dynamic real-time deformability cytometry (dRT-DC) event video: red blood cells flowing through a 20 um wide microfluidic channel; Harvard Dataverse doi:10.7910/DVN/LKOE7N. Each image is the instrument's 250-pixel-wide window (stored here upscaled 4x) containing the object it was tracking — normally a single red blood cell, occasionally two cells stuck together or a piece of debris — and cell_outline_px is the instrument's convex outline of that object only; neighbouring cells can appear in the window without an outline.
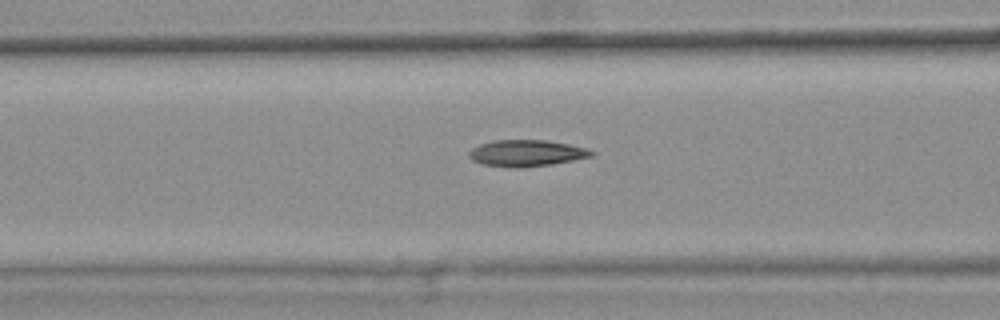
{"species": "common noctule bat (a hibernating species)", "species_latin": "Nyctalus noctula", "temperature_condition": "warm", "stored_images_in_passage": 50, "camera_frame_rate_fps": 3000, "um_per_image_px": 0.085, "animal": {"sex": "female", "body_mass_g": 25.1}, "frame": {"image": 1, "passage_image": 22, "time_ms": 7.0, "image_size_px": [1000, 320], "cell_outline_px": [[596, 152], [592, 156], [552, 164], [524, 168], [516, 168], [484, 164], [472, 160], [468, 156], [468, 152], [472, 148], [480, 144], [492, 140], [544, 140], [568, 144], [588, 148]], "centroid_in_image_um": [44.75, 13.01], "position_along_channel_um": 121.9, "area_um2": 18.9}, "authors_computed_cell_mechanics": {"area_um2": 18.8717, "velocity_mm_per_s": 3.7049, "shape_relaxation_time_tau1_ms": null, "shape_relaxation_time_tau2_ms": 3.9204, "deformation_change_tau1": null, "deformation_change_tau2": 0.1219}}